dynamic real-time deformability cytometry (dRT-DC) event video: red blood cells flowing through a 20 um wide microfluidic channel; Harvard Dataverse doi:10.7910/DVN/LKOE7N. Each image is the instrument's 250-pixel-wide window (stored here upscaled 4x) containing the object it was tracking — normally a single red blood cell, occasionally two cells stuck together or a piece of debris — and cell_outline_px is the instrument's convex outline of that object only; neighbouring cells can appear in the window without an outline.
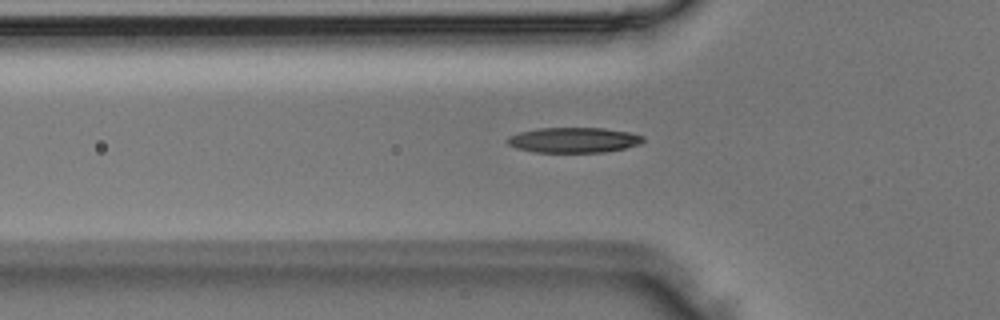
{"species": "Egyptian fruit bat (a non-hibernating species)", "species_latin": "Rousettus aegyptiacus", "temperature_condition": "room temperature", "stored_images_in_passage": 4, "camera_frame_rate_fps": 3000, "um_per_image_px": 0.085, "animal": {"sex": "male"}, "frame": {"image": 1, "passage_image": 4, "time_ms": 1.0, "image_size_px": [1000, 320], "cell_outline_px": [[644, 140], [640, 144], [624, 148], [604, 152], [536, 152], [516, 148], [508, 144], [508, 136], [520, 132], [536, 128], [604, 128], [632, 132], [644, 136]], "centroid_in_image_um": [48.79, 11.89], "position_along_channel_um": 77.0, "area_um2": 20.0}}